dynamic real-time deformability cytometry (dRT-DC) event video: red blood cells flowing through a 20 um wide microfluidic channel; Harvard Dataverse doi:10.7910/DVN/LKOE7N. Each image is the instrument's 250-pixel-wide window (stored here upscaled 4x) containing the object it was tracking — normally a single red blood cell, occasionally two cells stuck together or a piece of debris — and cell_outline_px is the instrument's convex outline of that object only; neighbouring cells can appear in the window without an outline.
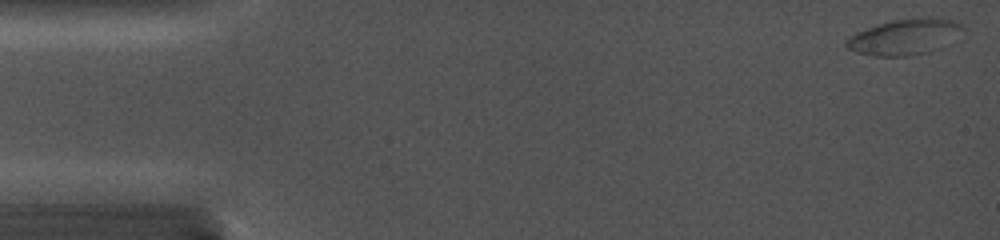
{"species": "common noctule bat (a hibernating species)", "species_latin": "Nyctalus noctula", "temperature_condition": "cold", "stored_images_in_passage": 34, "camera_frame_rate_fps": 5000, "um_per_image_px": 0.085, "animal": {"sex": "female", "body_mass_g": 19.0, "forearm_length_mm": 56.7}, "frame": {"image": 1, "passage_image": 1, "time_ms": 0.0, "image_size_px": [1000, 240], "cell_outline_px": [[964, 28], [940, 48], [928, 52], [908, 56], [876, 56], [856, 52], [848, 48], [844, 44], [844, 40], [848, 36], [856, 32], [892, 20], [928, 16], [936, 16], [956, 20], [964, 24]], "centroid_in_image_um": [76.89, 3.11], "position_along_channel_um": 8.1, "area_um2": 24.39}}
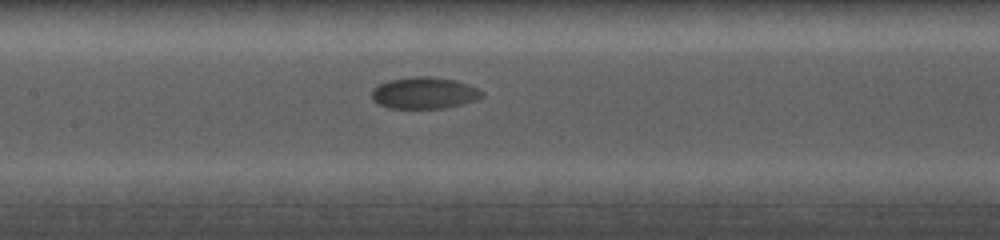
{"frame": {"image": 2, "passage_image": 17, "time_ms": 8.2, "image_size_px": [1000, 240], "cell_outline_px": [[484, 96], [476, 100], [448, 108], [388, 108], [376, 104], [372, 100], [372, 88], [388, 80], [416, 76], [428, 76], [456, 80], [468, 84], [484, 92]], "centroid_in_image_um": [36.05, 7.91], "position_along_channel_um": 171.3, "area_um2": 20.52}}
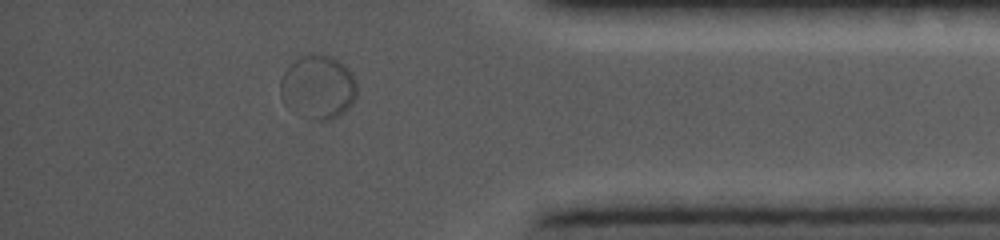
{"frame": {"image": 3, "passage_image": 30, "time_ms": 15.0, "image_size_px": [1000, 240], "cell_outline_px": [[356, 96], [352, 104], [344, 112], [328, 120], [308, 120], [280, 96], [280, 80], [284, 72], [296, 60], [304, 56], [320, 52], [332, 56], [356, 80]], "centroid_in_image_um": [27.04, 7.4], "position_along_channel_um": 408.2, "area_um2": 27.74}}